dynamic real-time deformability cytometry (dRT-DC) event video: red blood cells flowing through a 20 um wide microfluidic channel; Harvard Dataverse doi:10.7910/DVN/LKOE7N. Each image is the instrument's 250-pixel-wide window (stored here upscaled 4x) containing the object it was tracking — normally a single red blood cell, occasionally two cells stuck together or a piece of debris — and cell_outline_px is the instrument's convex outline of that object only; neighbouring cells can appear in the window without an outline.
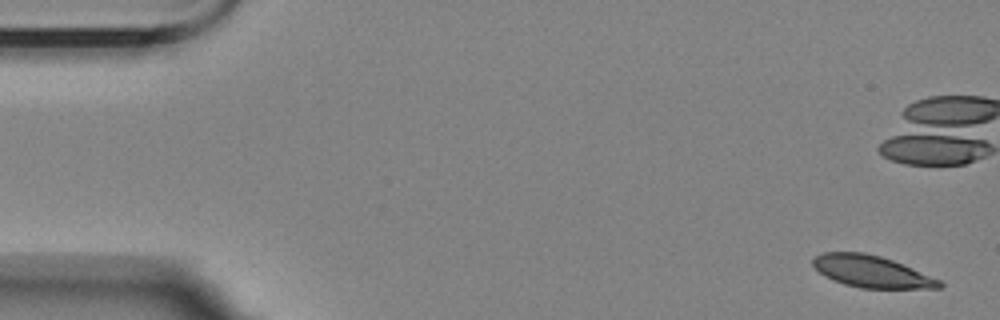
{"species": "Egyptian fruit bat (a non-hibernating species)", "species_latin": "Rousettus aegyptiacus", "temperature_condition": "room temperature", "stored_images_in_passage": 5, "camera_frame_rate_fps": 3000, "um_per_image_px": 0.085, "animal": {"sex": "female"}, "frame": {"image": 1, "passage_image": 1, "time_ms": 0.0, "image_size_px": [1000, 320], "cell_outline_px": [[944, 284], [940, 288], [860, 288], [844, 284], [832, 280], [824, 276], [812, 264], [812, 260], [816, 256], [824, 252], [864, 252], [880, 256], [892, 260], [912, 268], [940, 280]], "centroid_in_image_um": [74.06, 23.08], "position_along_channel_um": 10.9, "area_um2": 23.29}}